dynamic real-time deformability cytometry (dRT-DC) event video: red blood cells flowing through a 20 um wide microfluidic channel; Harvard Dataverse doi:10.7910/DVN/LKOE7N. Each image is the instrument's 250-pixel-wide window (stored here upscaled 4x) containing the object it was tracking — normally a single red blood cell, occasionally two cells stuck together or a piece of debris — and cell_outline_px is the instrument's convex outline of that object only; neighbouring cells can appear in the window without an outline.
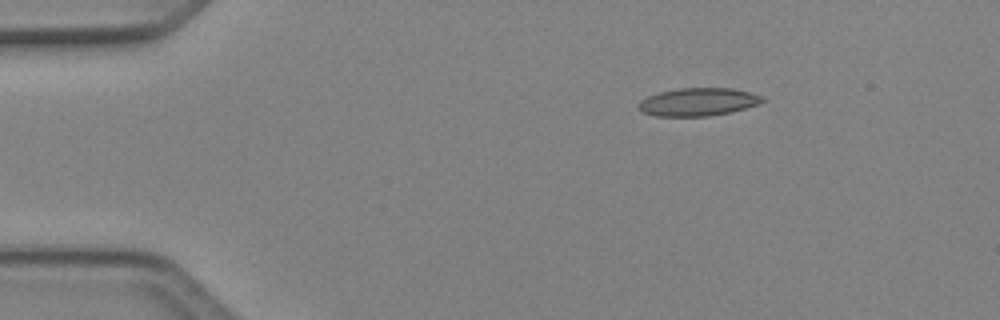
{"species": "Egyptian fruit bat (a non-hibernating species)", "species_latin": "Rousettus aegyptiacus", "temperature_condition": "cold", "stored_images_in_passage": 3, "camera_frame_rate_fps": 3000, "um_per_image_px": 0.085, "animal": {"sex": "female"}, "frame": {"image": 1, "passage_image": 1, "time_ms": 0.0, "image_size_px": [1000, 320], "cell_outline_px": [[764, 100], [760, 104], [732, 112], [708, 116], [656, 116], [640, 112], [636, 108], [636, 104], [640, 100], [648, 96], [660, 92], [680, 88], [732, 88], [764, 96]], "centroid_in_image_um": [59.31, 8.67], "position_along_channel_um": 25.7, "area_um2": 20.4}}
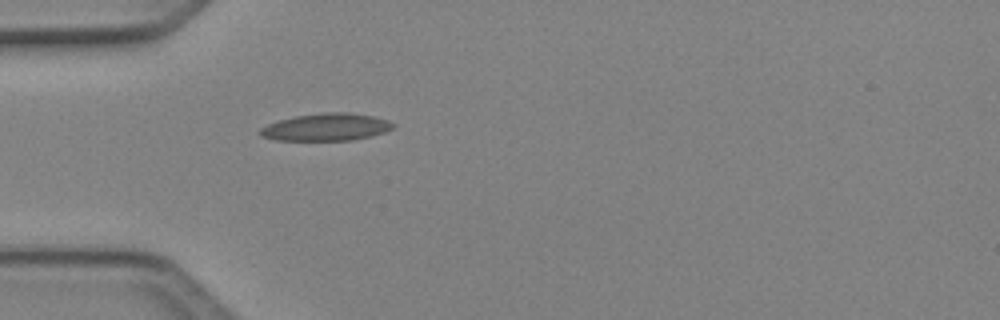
{"frame": {"image": 2, "passage_image": 3, "time_ms": 0.667, "image_size_px": [1000, 320], "cell_outline_px": [[396, 124], [392, 128], [384, 132], [372, 136], [352, 140], [276, 140], [260, 136], [256, 132], [260, 128], [268, 124], [280, 120], [296, 116], [324, 112], [348, 112], [372, 116], [388, 120]], "centroid_in_image_um": [27.71, 10.8], "position_along_channel_um": 57.3, "area_um2": 21.21}}